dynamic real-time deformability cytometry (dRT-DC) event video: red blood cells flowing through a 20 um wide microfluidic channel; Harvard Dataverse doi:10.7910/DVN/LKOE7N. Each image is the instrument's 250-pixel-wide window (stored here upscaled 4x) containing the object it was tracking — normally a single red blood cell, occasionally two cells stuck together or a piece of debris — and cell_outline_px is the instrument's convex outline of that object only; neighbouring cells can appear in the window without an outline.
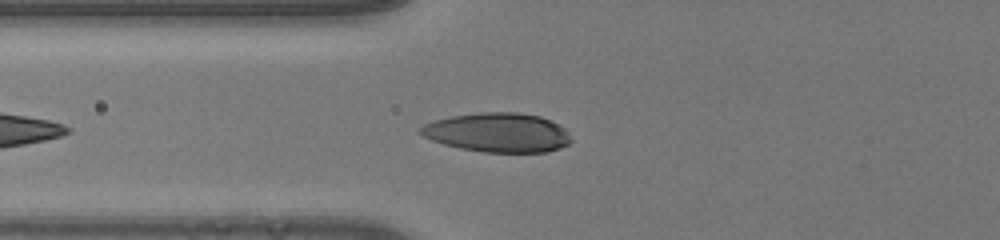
{"species": "human", "species_latin": "Homo sapiens", "temperature_condition": "room temperature", "stored_images_in_passage": 34, "camera_frame_rate_fps": 3000, "um_per_image_px": 0.085, "donor": {"sex": "male"}, "frame": {"image": 1, "passage_image": 5, "time_ms": 1.333, "image_size_px": [1000, 240], "cell_outline_px": [[572, 140], [568, 144], [560, 148], [548, 152], [484, 152], [460, 148], [444, 144], [432, 140], [416, 132], [424, 124], [436, 120], [452, 116], [480, 112], [516, 112], [540, 116], [552, 120], [564, 128], [568, 132]], "centroid_in_image_um": [42.33, 11.26], "position_along_channel_um": 83.5, "area_um2": 34.51}}
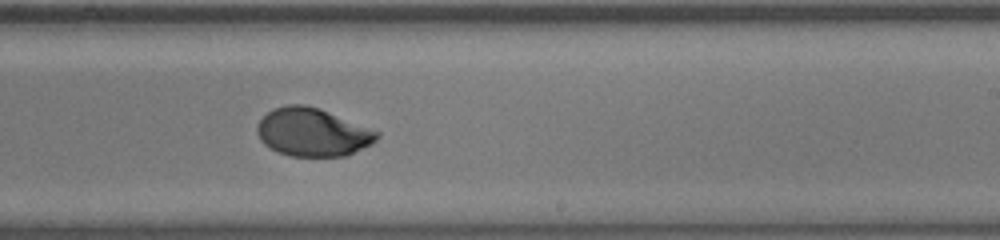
{"frame": {"image": 2, "passage_image": 18, "time_ms": 5.667, "image_size_px": [1000, 240], "cell_outline_px": [[380, 136], [372, 144], [344, 156], [288, 156], [276, 152], [264, 144], [260, 140], [256, 132], [256, 128], [260, 120], [268, 112], [276, 108], [288, 104], [304, 104], [320, 108], [380, 132]], "centroid_in_image_um": [26.55, 11.24], "position_along_channel_um": 262.4, "area_um2": 33.64}}
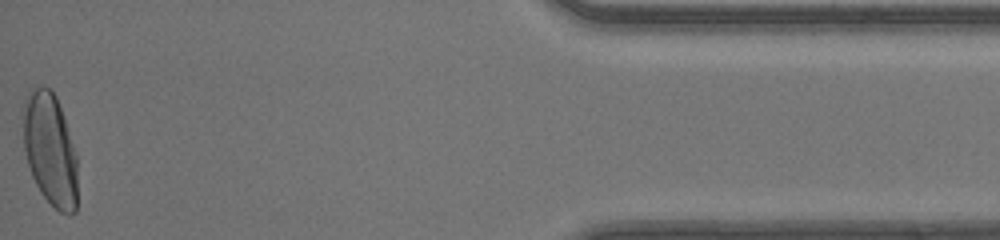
{"frame": {"image": 3, "passage_image": 34, "time_ms": 11.0, "image_size_px": [1000, 240], "cell_outline_px": [[76, 212], [72, 216], [68, 216], [60, 212], [40, 192], [32, 176], [24, 152], [20, 116], [20, 108], [24, 96], [32, 88], [40, 84], [44, 84], [52, 88], [56, 96], [64, 116], [76, 152]], "centroid_in_image_um": [4.2, 12.6], "position_along_channel_um": 431.0, "area_um2": 36.93}, "authors_computed_cell_mechanics": {"area_um2": 34.1309, "velocity_mm_per_s": 4.1921, "shape_relaxation_time_tau1_ms": 4.2928, "shape_relaxation_time_tau2_ms": null, "deformation_change_tau1": 0.2129, "deformation_change_tau2": null}}